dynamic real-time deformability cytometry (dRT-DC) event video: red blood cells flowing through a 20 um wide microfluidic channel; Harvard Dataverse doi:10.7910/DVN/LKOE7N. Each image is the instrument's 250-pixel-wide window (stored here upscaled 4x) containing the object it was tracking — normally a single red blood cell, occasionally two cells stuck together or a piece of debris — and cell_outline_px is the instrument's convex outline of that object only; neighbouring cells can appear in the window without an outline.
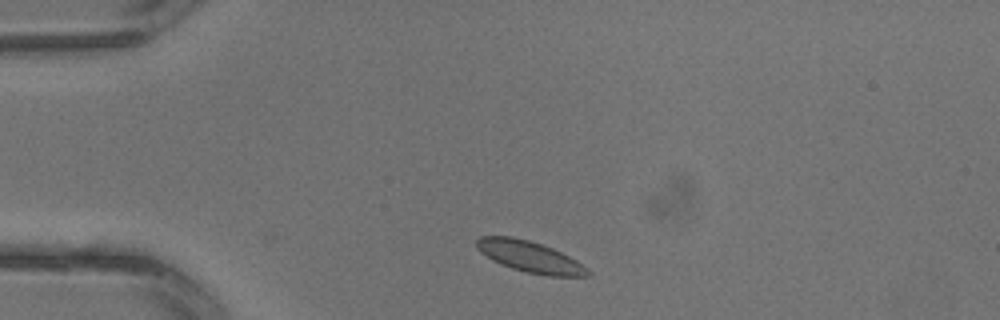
{"species": "common noctule bat (a hibernating species)", "species_latin": "Nyctalus noctula", "temperature_condition": "warm", "stored_images_in_passage": 2, "camera_frame_rate_fps": 3000, "um_per_image_px": 0.085, "animal": {"sex": "male", "body_mass_g": 13.3}, "frame": {"image": 1, "passage_image": 1, "time_ms": 0.0, "image_size_px": [1000, 320], "cell_outline_px": [[592, 272], [588, 276], [548, 276], [528, 272], [512, 268], [500, 264], [492, 260], [480, 252], [476, 248], [476, 240], [480, 236], [512, 236], [528, 240], [552, 248], [576, 260], [588, 268]], "centroid_in_image_um": [45.02, 21.82], "position_along_channel_um": 40.0, "area_um2": 20.11}}